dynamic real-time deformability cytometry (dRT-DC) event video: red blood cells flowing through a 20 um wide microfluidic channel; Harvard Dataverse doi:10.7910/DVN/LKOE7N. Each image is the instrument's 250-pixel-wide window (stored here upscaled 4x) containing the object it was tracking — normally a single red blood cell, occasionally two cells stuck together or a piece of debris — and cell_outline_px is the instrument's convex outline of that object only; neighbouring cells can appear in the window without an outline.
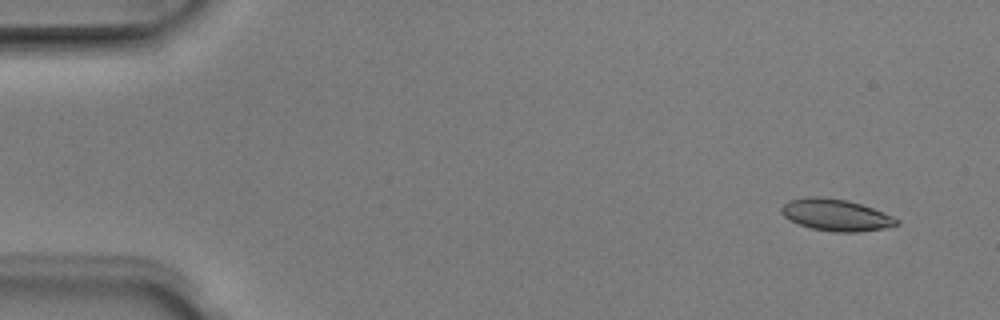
{"species": "Egyptian fruit bat (a non-hibernating species)", "species_latin": "Rousettus aegyptiacus", "temperature_condition": "room temperature", "stored_images_in_passage": 4, "camera_frame_rate_fps": 3000, "um_per_image_px": 0.085, "animal": {"sex": "male"}, "frame": {"image": 1, "passage_image": 1, "time_ms": 0.0, "image_size_px": [1000, 320], "cell_outline_px": [[900, 224], [884, 228], [860, 232], [832, 232], [812, 228], [800, 224], [784, 216], [780, 212], [780, 208], [788, 200], [808, 196], [820, 196], [848, 200], [872, 208], [892, 216], [900, 220]], "centroid_in_image_um": [71.05, 18.26], "position_along_channel_um": 14.0, "area_um2": 21.33}}
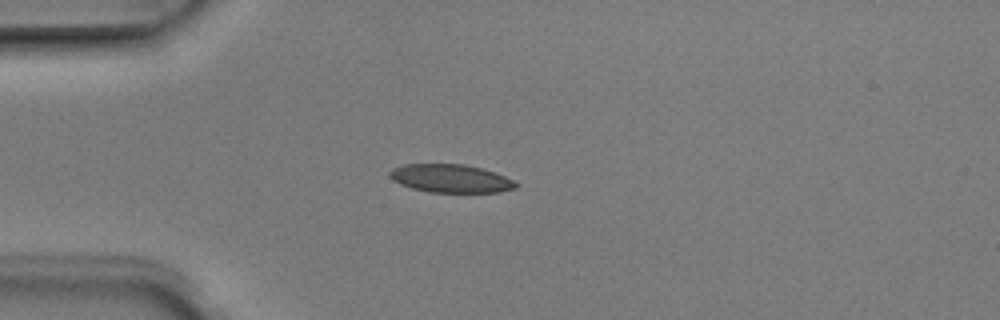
{"frame": {"image": 2, "passage_image": 4, "time_ms": 1.0, "image_size_px": [1000, 320], "cell_outline_px": [[520, 184], [516, 188], [496, 192], [428, 192], [412, 188], [400, 184], [392, 180], [388, 176], [388, 172], [392, 168], [404, 164], [464, 164], [496, 172]], "centroid_in_image_um": [38.28, 15.16], "position_along_channel_um": 46.7, "area_um2": 20.81}}